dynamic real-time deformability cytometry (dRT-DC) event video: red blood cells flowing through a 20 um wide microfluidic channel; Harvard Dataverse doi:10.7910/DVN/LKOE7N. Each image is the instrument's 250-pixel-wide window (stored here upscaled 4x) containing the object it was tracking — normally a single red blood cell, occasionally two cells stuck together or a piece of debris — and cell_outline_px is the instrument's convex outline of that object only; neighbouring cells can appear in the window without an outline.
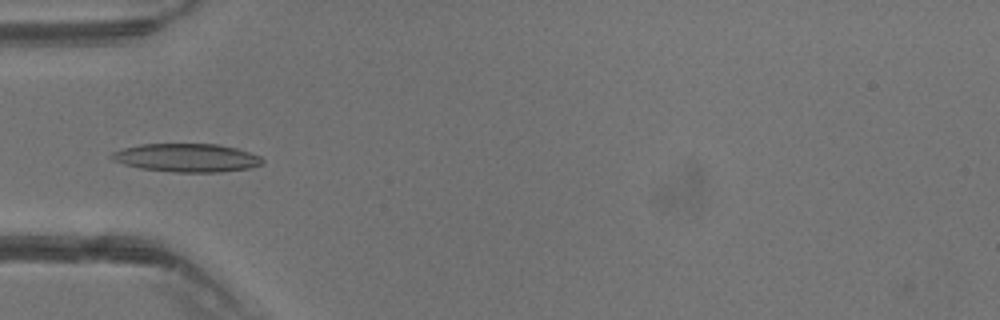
{"species": "common noctule bat (a hibernating species)", "species_latin": "Nyctalus noctula", "temperature_condition": "warm", "stored_images_in_passage": 41, "camera_frame_rate_fps": 3000, "um_per_image_px": 0.085, "animal": {"sex": "male", "body_mass_g": 13.3}, "frame": {"image": 1, "passage_image": 14, "time_ms": 4.333, "image_size_px": [1000, 320], "cell_outline_px": [[264, 164], [248, 168], [220, 172], [176, 172], [140, 168], [124, 164], [112, 160], [108, 156], [112, 152], [124, 148], [140, 144], [216, 144], [236, 148], [260, 156], [264, 160]], "centroid_in_image_um": [15.86, 13.41], "position_along_channel_um": 69.1, "area_um2": 24.85}}
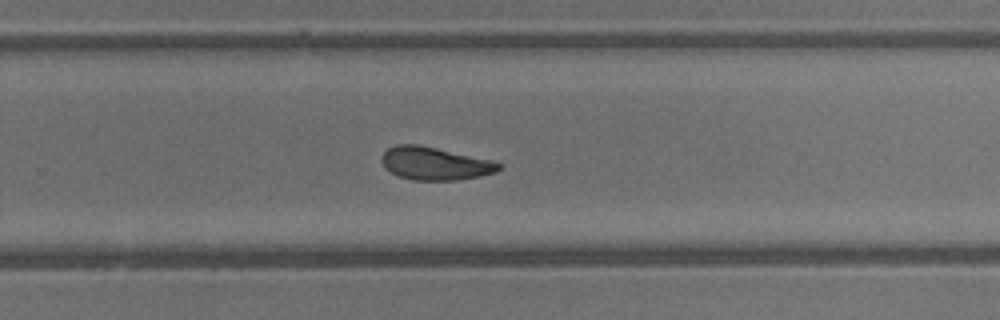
{"frame": {"image": 2, "passage_image": 27, "time_ms": 8.667, "image_size_px": [1000, 320], "cell_outline_px": [[500, 168], [496, 172], [480, 176], [456, 180], [412, 180], [396, 176], [384, 168], [380, 160], [384, 152], [388, 148], [396, 144], [416, 144], [496, 160], [500, 164]], "centroid_in_image_um": [36.95, 13.9], "position_along_channel_um": 292.9, "area_um2": 22.72}}
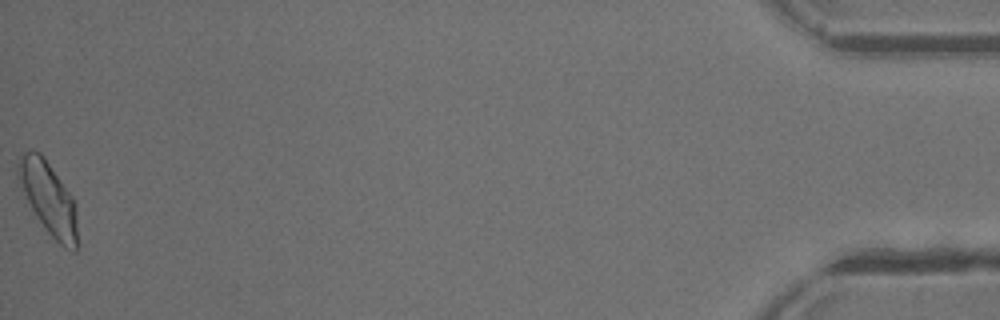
{"frame": {"image": 3, "passage_image": 41, "time_ms": 13.333, "image_size_px": [1000, 320], "cell_outline_px": [[76, 252], [72, 252], [64, 248], [48, 232], [36, 216], [16, 176], [16, 164], [20, 152], [32, 148], [40, 152], [44, 156], [72, 196], [76, 204]], "centroid_in_image_um": [4.09, 16.77], "position_along_channel_um": 431.1, "area_um2": 25.14}}